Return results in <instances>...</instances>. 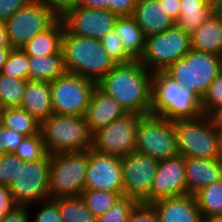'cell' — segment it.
Returning <instances> with one entry per match:
<instances>
[{"label":"cell","instance_id":"1","mask_svg":"<svg viewBox=\"0 0 222 222\" xmlns=\"http://www.w3.org/2000/svg\"><path fill=\"white\" fill-rule=\"evenodd\" d=\"M152 78L139 61L115 65L97 86L117 100L127 113L149 115L152 106Z\"/></svg>","mask_w":222,"mask_h":222},{"label":"cell","instance_id":"2","mask_svg":"<svg viewBox=\"0 0 222 222\" xmlns=\"http://www.w3.org/2000/svg\"><path fill=\"white\" fill-rule=\"evenodd\" d=\"M61 51L66 72L98 83L116 64L100 40L71 34L66 28Z\"/></svg>","mask_w":222,"mask_h":222},{"label":"cell","instance_id":"3","mask_svg":"<svg viewBox=\"0 0 222 222\" xmlns=\"http://www.w3.org/2000/svg\"><path fill=\"white\" fill-rule=\"evenodd\" d=\"M150 114L175 122L198 118L203 111L201 100L192 91L182 88L164 71H157L152 78Z\"/></svg>","mask_w":222,"mask_h":222},{"label":"cell","instance_id":"4","mask_svg":"<svg viewBox=\"0 0 222 222\" xmlns=\"http://www.w3.org/2000/svg\"><path fill=\"white\" fill-rule=\"evenodd\" d=\"M40 132L48 154L87 151L93 135L84 116L52 114L41 122Z\"/></svg>","mask_w":222,"mask_h":222},{"label":"cell","instance_id":"5","mask_svg":"<svg viewBox=\"0 0 222 222\" xmlns=\"http://www.w3.org/2000/svg\"><path fill=\"white\" fill-rule=\"evenodd\" d=\"M221 71V56L193 49L164 70L171 79L192 91L200 100Z\"/></svg>","mask_w":222,"mask_h":222},{"label":"cell","instance_id":"6","mask_svg":"<svg viewBox=\"0 0 222 222\" xmlns=\"http://www.w3.org/2000/svg\"><path fill=\"white\" fill-rule=\"evenodd\" d=\"M177 151L183 157L219 159L221 133L205 114L174 122Z\"/></svg>","mask_w":222,"mask_h":222},{"label":"cell","instance_id":"7","mask_svg":"<svg viewBox=\"0 0 222 222\" xmlns=\"http://www.w3.org/2000/svg\"><path fill=\"white\" fill-rule=\"evenodd\" d=\"M88 150L50 155V199L79 196L85 189Z\"/></svg>","mask_w":222,"mask_h":222},{"label":"cell","instance_id":"8","mask_svg":"<svg viewBox=\"0 0 222 222\" xmlns=\"http://www.w3.org/2000/svg\"><path fill=\"white\" fill-rule=\"evenodd\" d=\"M191 49L190 34L176 24L171 28L146 37L145 49L139 62L150 72L164 71Z\"/></svg>","mask_w":222,"mask_h":222},{"label":"cell","instance_id":"9","mask_svg":"<svg viewBox=\"0 0 222 222\" xmlns=\"http://www.w3.org/2000/svg\"><path fill=\"white\" fill-rule=\"evenodd\" d=\"M135 151L158 161L178 156L174 122L156 115L140 118Z\"/></svg>","mask_w":222,"mask_h":222},{"label":"cell","instance_id":"10","mask_svg":"<svg viewBox=\"0 0 222 222\" xmlns=\"http://www.w3.org/2000/svg\"><path fill=\"white\" fill-rule=\"evenodd\" d=\"M50 154L35 161L20 158V170L8 189L13 201L19 206H33L36 202L50 199L49 196Z\"/></svg>","mask_w":222,"mask_h":222},{"label":"cell","instance_id":"11","mask_svg":"<svg viewBox=\"0 0 222 222\" xmlns=\"http://www.w3.org/2000/svg\"><path fill=\"white\" fill-rule=\"evenodd\" d=\"M60 16L49 6L33 0L4 22L10 47L22 48L50 28Z\"/></svg>","mask_w":222,"mask_h":222},{"label":"cell","instance_id":"12","mask_svg":"<svg viewBox=\"0 0 222 222\" xmlns=\"http://www.w3.org/2000/svg\"><path fill=\"white\" fill-rule=\"evenodd\" d=\"M54 114L84 116L96 83L65 72L49 82Z\"/></svg>","mask_w":222,"mask_h":222},{"label":"cell","instance_id":"13","mask_svg":"<svg viewBox=\"0 0 222 222\" xmlns=\"http://www.w3.org/2000/svg\"><path fill=\"white\" fill-rule=\"evenodd\" d=\"M142 116L126 113L92 137L91 149L98 153L124 157L136 149V131Z\"/></svg>","mask_w":222,"mask_h":222},{"label":"cell","instance_id":"14","mask_svg":"<svg viewBox=\"0 0 222 222\" xmlns=\"http://www.w3.org/2000/svg\"><path fill=\"white\" fill-rule=\"evenodd\" d=\"M124 196L133 198L137 202L150 203V189L158 160L140 153L121 157Z\"/></svg>","mask_w":222,"mask_h":222},{"label":"cell","instance_id":"15","mask_svg":"<svg viewBox=\"0 0 222 222\" xmlns=\"http://www.w3.org/2000/svg\"><path fill=\"white\" fill-rule=\"evenodd\" d=\"M60 18L71 34L100 40L114 30L118 15L77 5L68 8Z\"/></svg>","mask_w":222,"mask_h":222},{"label":"cell","instance_id":"16","mask_svg":"<svg viewBox=\"0 0 222 222\" xmlns=\"http://www.w3.org/2000/svg\"><path fill=\"white\" fill-rule=\"evenodd\" d=\"M85 189L124 193L121 157L88 150Z\"/></svg>","mask_w":222,"mask_h":222},{"label":"cell","instance_id":"17","mask_svg":"<svg viewBox=\"0 0 222 222\" xmlns=\"http://www.w3.org/2000/svg\"><path fill=\"white\" fill-rule=\"evenodd\" d=\"M185 194H187L185 157L178 155L158 161L150 189V203Z\"/></svg>","mask_w":222,"mask_h":222},{"label":"cell","instance_id":"18","mask_svg":"<svg viewBox=\"0 0 222 222\" xmlns=\"http://www.w3.org/2000/svg\"><path fill=\"white\" fill-rule=\"evenodd\" d=\"M126 113L125 109L117 100L96 85L84 117L88 124L89 131L93 135Z\"/></svg>","mask_w":222,"mask_h":222},{"label":"cell","instance_id":"19","mask_svg":"<svg viewBox=\"0 0 222 222\" xmlns=\"http://www.w3.org/2000/svg\"><path fill=\"white\" fill-rule=\"evenodd\" d=\"M159 222H202L203 218L194 195L163 198L152 203Z\"/></svg>","mask_w":222,"mask_h":222},{"label":"cell","instance_id":"20","mask_svg":"<svg viewBox=\"0 0 222 222\" xmlns=\"http://www.w3.org/2000/svg\"><path fill=\"white\" fill-rule=\"evenodd\" d=\"M185 177L187 194L194 195L222 179V164L219 159L185 157Z\"/></svg>","mask_w":222,"mask_h":222},{"label":"cell","instance_id":"21","mask_svg":"<svg viewBox=\"0 0 222 222\" xmlns=\"http://www.w3.org/2000/svg\"><path fill=\"white\" fill-rule=\"evenodd\" d=\"M132 16L146 37L161 33L175 25L158 0H138Z\"/></svg>","mask_w":222,"mask_h":222},{"label":"cell","instance_id":"22","mask_svg":"<svg viewBox=\"0 0 222 222\" xmlns=\"http://www.w3.org/2000/svg\"><path fill=\"white\" fill-rule=\"evenodd\" d=\"M20 107L35 117L39 122H42L54 114L49 82L27 80Z\"/></svg>","mask_w":222,"mask_h":222},{"label":"cell","instance_id":"23","mask_svg":"<svg viewBox=\"0 0 222 222\" xmlns=\"http://www.w3.org/2000/svg\"><path fill=\"white\" fill-rule=\"evenodd\" d=\"M114 32L121 39L124 52L133 61H139L145 49L146 36L134 17L118 16Z\"/></svg>","mask_w":222,"mask_h":222},{"label":"cell","instance_id":"24","mask_svg":"<svg viewBox=\"0 0 222 222\" xmlns=\"http://www.w3.org/2000/svg\"><path fill=\"white\" fill-rule=\"evenodd\" d=\"M191 49L222 57V22L211 15L190 34Z\"/></svg>","mask_w":222,"mask_h":222},{"label":"cell","instance_id":"25","mask_svg":"<svg viewBox=\"0 0 222 222\" xmlns=\"http://www.w3.org/2000/svg\"><path fill=\"white\" fill-rule=\"evenodd\" d=\"M64 29L63 20L59 18L50 28L37 34L24 45L23 51L28 56H46L58 53L61 50Z\"/></svg>","mask_w":222,"mask_h":222},{"label":"cell","instance_id":"26","mask_svg":"<svg viewBox=\"0 0 222 222\" xmlns=\"http://www.w3.org/2000/svg\"><path fill=\"white\" fill-rule=\"evenodd\" d=\"M66 72L63 55L29 56V80L51 82Z\"/></svg>","mask_w":222,"mask_h":222},{"label":"cell","instance_id":"27","mask_svg":"<svg viewBox=\"0 0 222 222\" xmlns=\"http://www.w3.org/2000/svg\"><path fill=\"white\" fill-rule=\"evenodd\" d=\"M0 125L25 136L40 133L41 122L21 107L0 109Z\"/></svg>","mask_w":222,"mask_h":222},{"label":"cell","instance_id":"28","mask_svg":"<svg viewBox=\"0 0 222 222\" xmlns=\"http://www.w3.org/2000/svg\"><path fill=\"white\" fill-rule=\"evenodd\" d=\"M181 15L176 21V25L192 34L212 15L211 6L204 0H180Z\"/></svg>","mask_w":222,"mask_h":222},{"label":"cell","instance_id":"29","mask_svg":"<svg viewBox=\"0 0 222 222\" xmlns=\"http://www.w3.org/2000/svg\"><path fill=\"white\" fill-rule=\"evenodd\" d=\"M203 220L222 221V179L194 194Z\"/></svg>","mask_w":222,"mask_h":222},{"label":"cell","instance_id":"30","mask_svg":"<svg viewBox=\"0 0 222 222\" xmlns=\"http://www.w3.org/2000/svg\"><path fill=\"white\" fill-rule=\"evenodd\" d=\"M53 200L58 204L63 222H97V217L87 208L80 195Z\"/></svg>","mask_w":222,"mask_h":222},{"label":"cell","instance_id":"31","mask_svg":"<svg viewBox=\"0 0 222 222\" xmlns=\"http://www.w3.org/2000/svg\"><path fill=\"white\" fill-rule=\"evenodd\" d=\"M27 80L15 79L0 73V109L20 107Z\"/></svg>","mask_w":222,"mask_h":222},{"label":"cell","instance_id":"32","mask_svg":"<svg viewBox=\"0 0 222 222\" xmlns=\"http://www.w3.org/2000/svg\"><path fill=\"white\" fill-rule=\"evenodd\" d=\"M80 196L87 208L98 218L124 196V193L84 189Z\"/></svg>","mask_w":222,"mask_h":222},{"label":"cell","instance_id":"33","mask_svg":"<svg viewBox=\"0 0 222 222\" xmlns=\"http://www.w3.org/2000/svg\"><path fill=\"white\" fill-rule=\"evenodd\" d=\"M0 73L15 79L29 80V56L22 48L12 49Z\"/></svg>","mask_w":222,"mask_h":222},{"label":"cell","instance_id":"34","mask_svg":"<svg viewBox=\"0 0 222 222\" xmlns=\"http://www.w3.org/2000/svg\"><path fill=\"white\" fill-rule=\"evenodd\" d=\"M14 154L24 161L42 159L47 154V150L41 132L33 136H25Z\"/></svg>","mask_w":222,"mask_h":222},{"label":"cell","instance_id":"35","mask_svg":"<svg viewBox=\"0 0 222 222\" xmlns=\"http://www.w3.org/2000/svg\"><path fill=\"white\" fill-rule=\"evenodd\" d=\"M136 203L133 198L121 196L111 208L97 218V222H126Z\"/></svg>","mask_w":222,"mask_h":222},{"label":"cell","instance_id":"36","mask_svg":"<svg viewBox=\"0 0 222 222\" xmlns=\"http://www.w3.org/2000/svg\"><path fill=\"white\" fill-rule=\"evenodd\" d=\"M100 43L116 65L133 62V60L124 52L123 43L115 34L114 30L100 39Z\"/></svg>","mask_w":222,"mask_h":222},{"label":"cell","instance_id":"37","mask_svg":"<svg viewBox=\"0 0 222 222\" xmlns=\"http://www.w3.org/2000/svg\"><path fill=\"white\" fill-rule=\"evenodd\" d=\"M222 105V71L217 75L201 99L203 114L208 115Z\"/></svg>","mask_w":222,"mask_h":222},{"label":"cell","instance_id":"38","mask_svg":"<svg viewBox=\"0 0 222 222\" xmlns=\"http://www.w3.org/2000/svg\"><path fill=\"white\" fill-rule=\"evenodd\" d=\"M20 170V158L14 153L0 155V185L9 187Z\"/></svg>","mask_w":222,"mask_h":222},{"label":"cell","instance_id":"39","mask_svg":"<svg viewBox=\"0 0 222 222\" xmlns=\"http://www.w3.org/2000/svg\"><path fill=\"white\" fill-rule=\"evenodd\" d=\"M126 222H159V217L152 203L137 202Z\"/></svg>","mask_w":222,"mask_h":222},{"label":"cell","instance_id":"40","mask_svg":"<svg viewBox=\"0 0 222 222\" xmlns=\"http://www.w3.org/2000/svg\"><path fill=\"white\" fill-rule=\"evenodd\" d=\"M42 209L36 214L35 222H63L61 219L58 204L53 199L42 201Z\"/></svg>","mask_w":222,"mask_h":222},{"label":"cell","instance_id":"41","mask_svg":"<svg viewBox=\"0 0 222 222\" xmlns=\"http://www.w3.org/2000/svg\"><path fill=\"white\" fill-rule=\"evenodd\" d=\"M33 0H0V21L5 22Z\"/></svg>","mask_w":222,"mask_h":222},{"label":"cell","instance_id":"42","mask_svg":"<svg viewBox=\"0 0 222 222\" xmlns=\"http://www.w3.org/2000/svg\"><path fill=\"white\" fill-rule=\"evenodd\" d=\"M138 0H108V10L118 16H132Z\"/></svg>","mask_w":222,"mask_h":222},{"label":"cell","instance_id":"43","mask_svg":"<svg viewBox=\"0 0 222 222\" xmlns=\"http://www.w3.org/2000/svg\"><path fill=\"white\" fill-rule=\"evenodd\" d=\"M28 209H30V206L16 205L6 213L0 222H29L30 213L28 212Z\"/></svg>","mask_w":222,"mask_h":222},{"label":"cell","instance_id":"44","mask_svg":"<svg viewBox=\"0 0 222 222\" xmlns=\"http://www.w3.org/2000/svg\"><path fill=\"white\" fill-rule=\"evenodd\" d=\"M15 206L8 187L0 185V220Z\"/></svg>","mask_w":222,"mask_h":222},{"label":"cell","instance_id":"45","mask_svg":"<svg viewBox=\"0 0 222 222\" xmlns=\"http://www.w3.org/2000/svg\"><path fill=\"white\" fill-rule=\"evenodd\" d=\"M53 9L61 16L68 8L77 6L78 0H37Z\"/></svg>","mask_w":222,"mask_h":222},{"label":"cell","instance_id":"46","mask_svg":"<svg viewBox=\"0 0 222 222\" xmlns=\"http://www.w3.org/2000/svg\"><path fill=\"white\" fill-rule=\"evenodd\" d=\"M24 136L5 128V153H14Z\"/></svg>","mask_w":222,"mask_h":222},{"label":"cell","instance_id":"47","mask_svg":"<svg viewBox=\"0 0 222 222\" xmlns=\"http://www.w3.org/2000/svg\"><path fill=\"white\" fill-rule=\"evenodd\" d=\"M158 2L163 6L167 14L176 23L181 15L180 0H158Z\"/></svg>","mask_w":222,"mask_h":222},{"label":"cell","instance_id":"48","mask_svg":"<svg viewBox=\"0 0 222 222\" xmlns=\"http://www.w3.org/2000/svg\"><path fill=\"white\" fill-rule=\"evenodd\" d=\"M207 116L214 128L222 134V105L213 109Z\"/></svg>","mask_w":222,"mask_h":222},{"label":"cell","instance_id":"49","mask_svg":"<svg viewBox=\"0 0 222 222\" xmlns=\"http://www.w3.org/2000/svg\"><path fill=\"white\" fill-rule=\"evenodd\" d=\"M77 5L92 9L108 10V0H78Z\"/></svg>","mask_w":222,"mask_h":222},{"label":"cell","instance_id":"50","mask_svg":"<svg viewBox=\"0 0 222 222\" xmlns=\"http://www.w3.org/2000/svg\"><path fill=\"white\" fill-rule=\"evenodd\" d=\"M11 48L4 22L0 21V49Z\"/></svg>","mask_w":222,"mask_h":222},{"label":"cell","instance_id":"51","mask_svg":"<svg viewBox=\"0 0 222 222\" xmlns=\"http://www.w3.org/2000/svg\"><path fill=\"white\" fill-rule=\"evenodd\" d=\"M212 15L222 22V0H216L212 5Z\"/></svg>","mask_w":222,"mask_h":222},{"label":"cell","instance_id":"52","mask_svg":"<svg viewBox=\"0 0 222 222\" xmlns=\"http://www.w3.org/2000/svg\"><path fill=\"white\" fill-rule=\"evenodd\" d=\"M12 49L13 48H3V49H0V71L2 69V66L7 61L8 56H9V54H10Z\"/></svg>","mask_w":222,"mask_h":222},{"label":"cell","instance_id":"53","mask_svg":"<svg viewBox=\"0 0 222 222\" xmlns=\"http://www.w3.org/2000/svg\"><path fill=\"white\" fill-rule=\"evenodd\" d=\"M5 153V128L0 125V155Z\"/></svg>","mask_w":222,"mask_h":222},{"label":"cell","instance_id":"54","mask_svg":"<svg viewBox=\"0 0 222 222\" xmlns=\"http://www.w3.org/2000/svg\"><path fill=\"white\" fill-rule=\"evenodd\" d=\"M219 161H220L221 164H222V134H221V137H220V155H219Z\"/></svg>","mask_w":222,"mask_h":222},{"label":"cell","instance_id":"55","mask_svg":"<svg viewBox=\"0 0 222 222\" xmlns=\"http://www.w3.org/2000/svg\"><path fill=\"white\" fill-rule=\"evenodd\" d=\"M208 5H212L216 0H204Z\"/></svg>","mask_w":222,"mask_h":222},{"label":"cell","instance_id":"56","mask_svg":"<svg viewBox=\"0 0 222 222\" xmlns=\"http://www.w3.org/2000/svg\"><path fill=\"white\" fill-rule=\"evenodd\" d=\"M202 222H219V221L203 220Z\"/></svg>","mask_w":222,"mask_h":222}]
</instances>
